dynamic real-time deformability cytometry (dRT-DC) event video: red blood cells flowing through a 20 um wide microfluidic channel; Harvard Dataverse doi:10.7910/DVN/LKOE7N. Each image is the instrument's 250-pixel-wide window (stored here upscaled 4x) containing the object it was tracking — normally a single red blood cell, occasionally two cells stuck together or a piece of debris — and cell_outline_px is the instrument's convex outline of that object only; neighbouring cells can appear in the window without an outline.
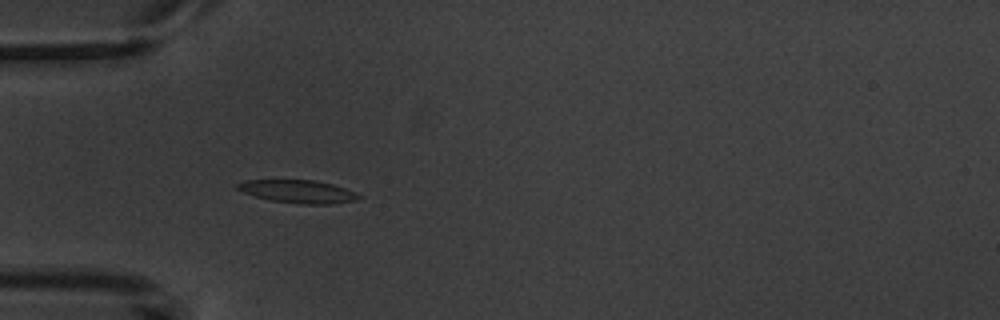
{"species": "common noctule bat (a hibernating species)", "species_latin": "Nyctalus noctula", "temperature_condition": "warm", "stored_images_in_passage": 6, "camera_frame_rate_fps": 3000, "um_per_image_px": 0.085, "animal": {"sex": "male", "body_mass_g": 20.1, "forearm_length_mm": 53.5}, "frame": {"image": 1, "passage_image": 5, "time_ms": 5.0, "image_size_px": [1000, 320], "cell_outline_px": [[360, 196], [356, 200], [332, 204], [300, 204], [272, 200], [256, 196], [244, 192], [236, 188], [236, 184], [244, 180], [312, 180], [332, 184], [356, 192]], "centroid_in_image_um": [25.33, 16.27], "position_along_channel_um": 59.7, "area_um2": 16.01}}
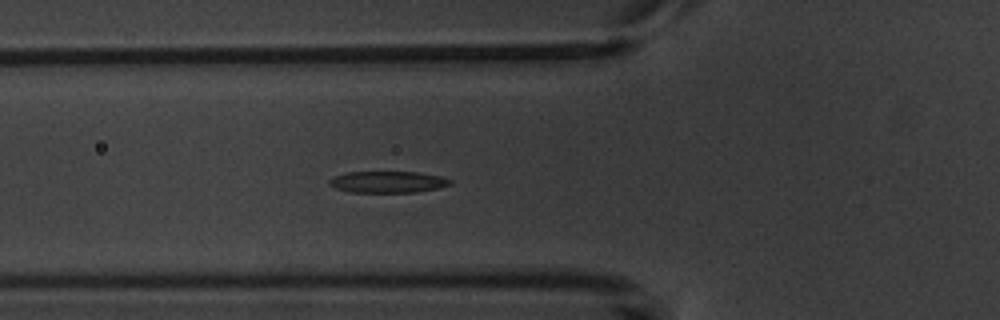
{"frame": {"image": 2, "passage_image": 6, "time_ms": 6.0, "image_size_px": [1000, 320], "cell_outline_px": [[452, 184], [440, 188], [416, 192], [348, 192], [336, 188], [328, 184], [328, 180], [336, 176], [348, 172], [416, 172], [440, 176], [452, 180]], "centroid_in_image_um": [32.98, 15.47], "position_along_channel_um": 92.8, "area_um2": 15.14}}